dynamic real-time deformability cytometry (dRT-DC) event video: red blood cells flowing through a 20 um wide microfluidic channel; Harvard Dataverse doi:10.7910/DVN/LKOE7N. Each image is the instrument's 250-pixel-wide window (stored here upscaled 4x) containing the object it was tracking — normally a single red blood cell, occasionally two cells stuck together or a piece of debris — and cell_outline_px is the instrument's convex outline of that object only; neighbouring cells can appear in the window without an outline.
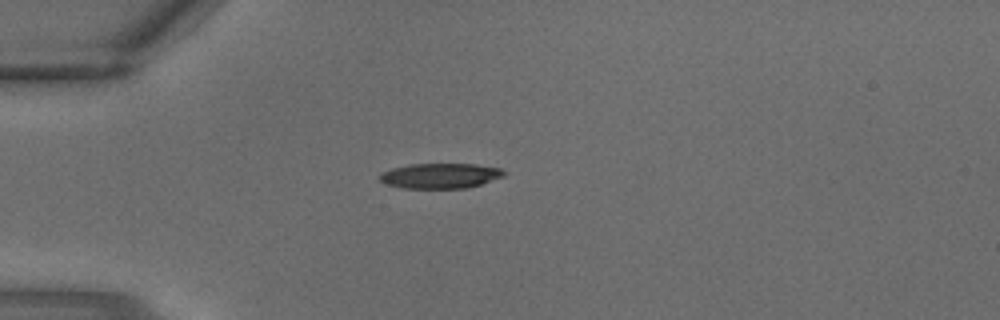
{"species": "common noctule bat (a hibernating species)", "species_latin": "Nyctalus noctula", "temperature_condition": "warm", "stored_images_in_passage": 1, "camera_frame_rate_fps": 3000, "um_per_image_px": 0.085, "animal": {"sex": "male", "body_mass_g": 18.8}, "frame": {"image": 1, "passage_image": 1, "time_ms": 0.0, "image_size_px": [1000, 320], "cell_outline_px": [[504, 176], [468, 188], [400, 188], [388, 184], [380, 180], [380, 172], [392, 168], [408, 164], [476, 164], [500, 168], [504, 172]], "centroid_in_image_um": [37.4, 14.94], "position_along_channel_um": 47.6, "area_um2": 18.15}}